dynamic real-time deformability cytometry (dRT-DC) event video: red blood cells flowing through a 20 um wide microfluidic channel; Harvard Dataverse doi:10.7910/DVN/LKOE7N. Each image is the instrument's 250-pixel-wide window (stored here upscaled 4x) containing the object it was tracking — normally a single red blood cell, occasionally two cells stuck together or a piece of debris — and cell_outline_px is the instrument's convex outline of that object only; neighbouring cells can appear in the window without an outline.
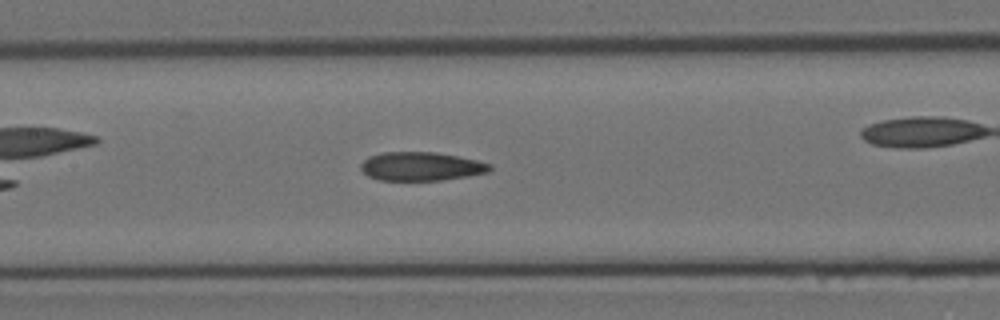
{"species": "Egyptian fruit bat (a non-hibernating species)", "species_latin": "Rousettus aegyptiacus", "temperature_condition": "room temperature", "stored_images_in_passage": 10, "camera_frame_rate_fps": 3000, "um_per_image_px": 0.085, "animal": {"sex": "female"}, "frame": {"image": 1, "passage_image": 10, "time_ms": 3.0, "image_size_px": [1000, 320], "cell_outline_px": [[492, 168], [488, 172], [468, 176], [440, 180], [380, 180], [368, 176], [360, 168], [360, 164], [368, 156], [384, 152], [436, 152], [476, 160], [492, 164]], "centroid_in_image_um": [35.78, 14.14], "position_along_channel_um": 171.6, "area_um2": 21.5}}